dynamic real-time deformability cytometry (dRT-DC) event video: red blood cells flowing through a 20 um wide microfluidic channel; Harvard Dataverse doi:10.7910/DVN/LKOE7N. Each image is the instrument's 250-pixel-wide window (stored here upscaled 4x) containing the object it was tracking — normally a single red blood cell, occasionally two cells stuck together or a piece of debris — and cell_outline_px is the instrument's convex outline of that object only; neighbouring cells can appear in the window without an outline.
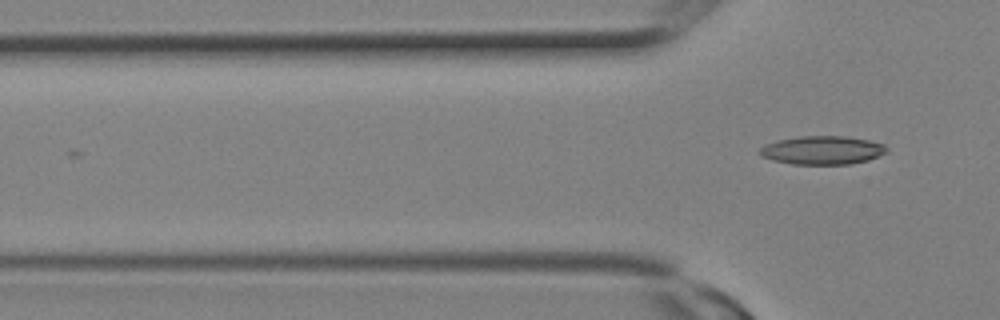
{"species": "Egyptian fruit bat (a non-hibernating species)", "species_latin": "Rousettus aegyptiacus", "temperature_condition": "room temperature", "stored_images_in_passage": 3, "camera_frame_rate_fps": 3000, "um_per_image_px": 0.085, "animal": {"sex": "female"}, "frame": {"image": 1, "passage_image": 3, "time_ms": 0.667, "image_size_px": [1000, 320], "cell_outline_px": [[888, 152], [868, 160], [852, 164], [792, 164], [772, 160], [760, 156], [760, 148], [764, 144], [780, 140], [800, 136], [844, 136], [868, 140], [884, 144], [888, 148]], "centroid_in_image_um": [69.91, 12.77], "position_along_channel_um": 55.9, "area_um2": 21.1}}